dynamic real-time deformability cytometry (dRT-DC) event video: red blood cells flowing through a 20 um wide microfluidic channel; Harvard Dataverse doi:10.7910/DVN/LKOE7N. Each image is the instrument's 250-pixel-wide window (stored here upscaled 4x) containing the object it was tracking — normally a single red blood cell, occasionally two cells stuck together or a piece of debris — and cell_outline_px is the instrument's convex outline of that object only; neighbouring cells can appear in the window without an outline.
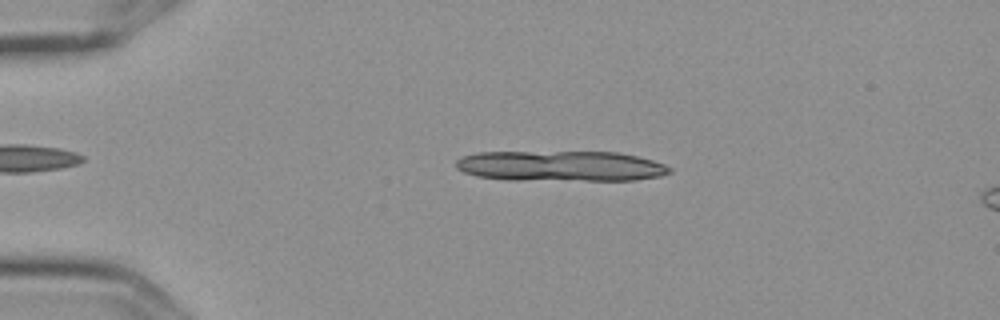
{"species": "Egyptian fruit bat (a non-hibernating species)", "species_latin": "Rousettus aegyptiacus", "temperature_condition": "cold", "stored_images_in_passage": 9, "segment_of_instrument_passage": [1, 2], "camera_frame_rate_fps": 3000, "um_per_image_px": 0.085, "frame": {"image": 1, "passage_image": 1, "time_ms": 0.0, "image_size_px": [1000, 320], "cell_outline_px": [[672, 172], [660, 176], [636, 180], [508, 180], [476, 176], [464, 172], [456, 168], [456, 160], [460, 156], [476, 152], [620, 152], [652, 160], [664, 164], [672, 168]], "centroid_in_image_um": [47.64, 14.11], "position_along_channel_um": 37.4, "area_um2": 38.26}}